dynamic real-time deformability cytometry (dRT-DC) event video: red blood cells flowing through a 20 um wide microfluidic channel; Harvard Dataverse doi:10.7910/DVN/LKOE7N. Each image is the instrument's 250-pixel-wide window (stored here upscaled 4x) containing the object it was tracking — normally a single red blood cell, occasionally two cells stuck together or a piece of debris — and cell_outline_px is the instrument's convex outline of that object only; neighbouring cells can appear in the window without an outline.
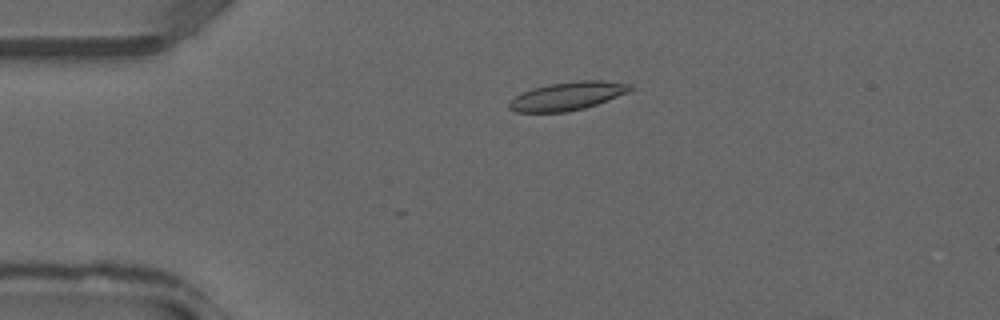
{"species": "common noctule bat (a hibernating species)", "species_latin": "Nyctalus noctula", "temperature_condition": "warm", "stored_images_in_passage": 11, "camera_frame_rate_fps": 3000, "um_per_image_px": 0.085, "animal": {"sex": "male", "forearm_length_mm": 52.5}, "frame": {"image": 1, "passage_image": 8, "time_ms": 2.333, "image_size_px": [1000, 320], "cell_outline_px": [[632, 88], [628, 92], [596, 104], [584, 108], [564, 112], [516, 112], [508, 108], [508, 104], [516, 96], [532, 88], [548, 84], [576, 80], [600, 80], [632, 84]], "centroid_in_image_um": [48.22, 8.15], "position_along_channel_um": 36.8, "area_um2": 19.77}}